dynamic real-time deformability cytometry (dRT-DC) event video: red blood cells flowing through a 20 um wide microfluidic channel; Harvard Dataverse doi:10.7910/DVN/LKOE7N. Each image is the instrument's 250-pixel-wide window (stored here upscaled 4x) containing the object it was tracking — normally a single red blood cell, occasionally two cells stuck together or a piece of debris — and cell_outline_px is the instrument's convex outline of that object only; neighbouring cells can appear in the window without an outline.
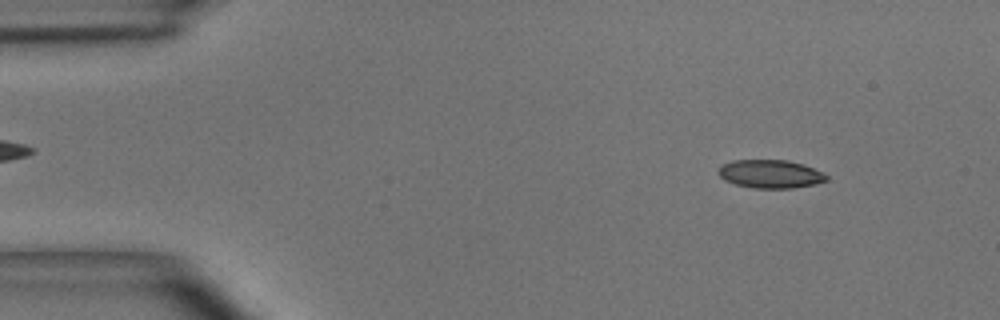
{"species": "common noctule bat (a hibernating species)", "species_latin": "Nyctalus noctula", "temperature_condition": "room temperature", "stored_images_in_passage": 3, "camera_frame_rate_fps": 3000, "um_per_image_px": 0.085, "animal": {"sex": "male", "body_mass_g": 15.6}, "frame": {"image": 1, "passage_image": 1, "time_ms": 0.0, "image_size_px": [1000, 320], "cell_outline_px": [[828, 180], [816, 184], [792, 188], [752, 188], [736, 184], [724, 180], [716, 172], [720, 164], [732, 160], [788, 160], [804, 164], [828, 176]], "centroid_in_image_um": [65.44, 14.78], "position_along_channel_um": 19.6, "area_um2": 17.98}}
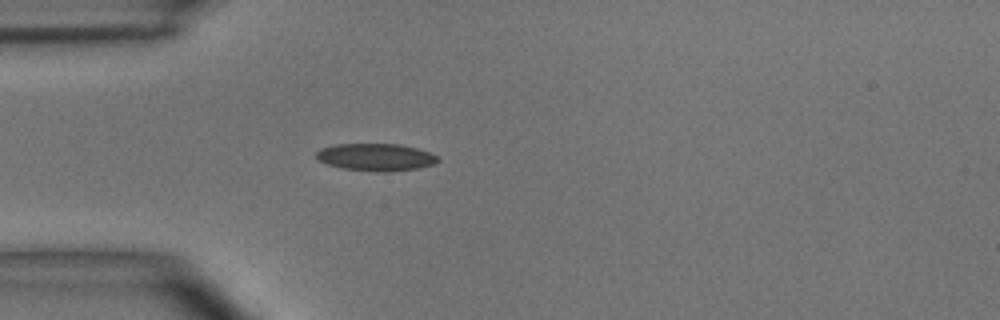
{"frame": {"image": 2, "passage_image": 3, "time_ms": 0.667, "image_size_px": [1000, 320], "cell_outline_px": [[440, 160], [432, 164], [420, 168], [384, 172], [344, 168], [328, 164], [320, 160], [316, 156], [316, 152], [320, 148], [332, 144], [400, 144], [416, 148], [428, 152], [436, 156]], "centroid_in_image_um": [31.94, 13.34], "position_along_channel_um": 53.1, "area_um2": 19.13}}